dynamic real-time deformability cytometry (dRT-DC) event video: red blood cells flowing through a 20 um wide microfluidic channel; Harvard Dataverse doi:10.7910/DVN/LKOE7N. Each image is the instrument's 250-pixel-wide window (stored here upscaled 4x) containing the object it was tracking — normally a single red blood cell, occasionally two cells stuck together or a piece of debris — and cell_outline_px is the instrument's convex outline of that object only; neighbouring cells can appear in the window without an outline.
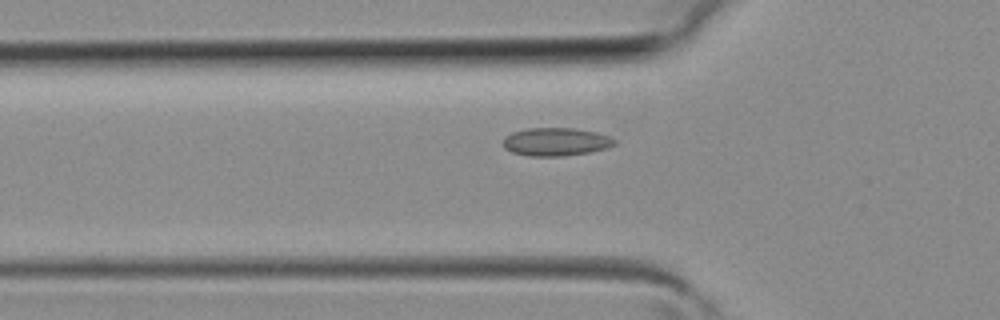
{"species": "common noctule bat (a hibernating species)", "species_latin": "Nyctalus noctula", "temperature_condition": "room temperature", "stored_images_in_passage": 37, "segment_of_instrument_passage": [1, 2], "camera_frame_rate_fps": 3000, "um_per_image_px": 0.085, "animal": {"sex": "female", "body_mass_g": 19.3, "forearm_length_mm": 54.1}, "frame": {"image": 1, "passage_image": 9, "time_ms": 2.667, "image_size_px": [1000, 320], "cell_outline_px": [[616, 144], [592, 152], [564, 156], [528, 156], [512, 152], [504, 148], [504, 136], [512, 132], [528, 128], [572, 128], [596, 132], [608, 136], [616, 140]], "centroid_in_image_um": [47.23, 12.05], "position_along_channel_um": 78.6, "area_um2": 18.26}}
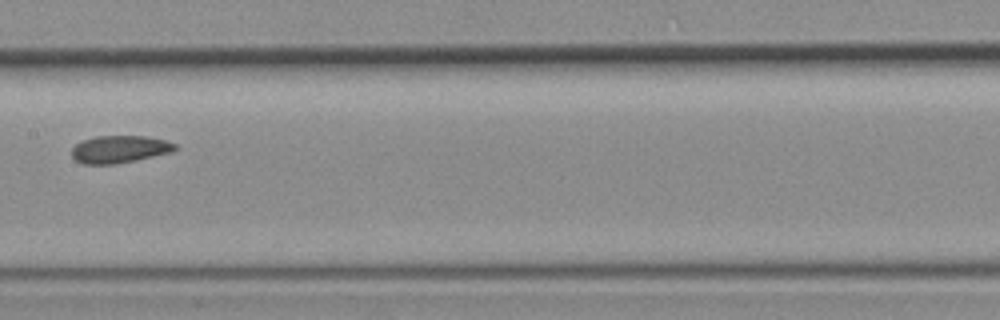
{"frame": {"image": 2, "passage_image": 16, "time_ms": 5.0, "image_size_px": [1000, 320], "cell_outline_px": [[176, 148], [172, 152], [136, 160], [116, 164], [84, 164], [76, 160], [72, 156], [72, 148], [76, 144], [84, 140], [96, 136], [148, 136], [164, 140], [176, 144]], "centroid_in_image_um": [10.16, 12.68], "position_along_channel_um": 197.2, "area_um2": 16.42}}
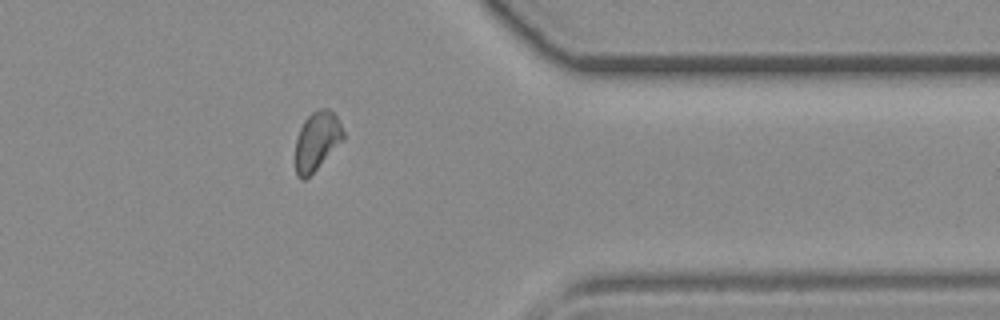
{"frame": {"image": 3, "passage_image": 28, "time_ms": 9.0, "image_size_px": [1000, 320], "cell_outline_px": [[344, 140], [304, 180], [300, 180], [296, 176], [296, 140], [300, 128], [304, 120], [312, 112], [320, 108], [328, 108], [336, 116], [344, 132]], "centroid_in_image_um": [26.93, 11.97], "position_along_channel_um": 384.5, "area_um2": 16.18}}